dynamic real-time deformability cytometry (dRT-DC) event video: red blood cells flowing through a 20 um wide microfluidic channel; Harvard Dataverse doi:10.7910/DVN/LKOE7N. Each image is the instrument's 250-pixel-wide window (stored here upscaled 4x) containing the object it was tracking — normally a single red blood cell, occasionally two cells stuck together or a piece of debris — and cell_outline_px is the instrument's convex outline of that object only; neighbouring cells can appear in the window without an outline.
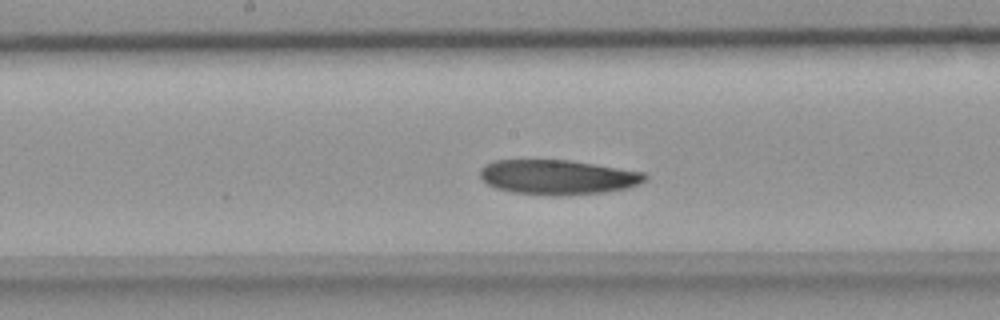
{"species": "common noctule bat (a hibernating species)", "species_latin": "Nyctalus noctula", "temperature_condition": "room temperature", "stored_images_in_passage": 40, "camera_frame_rate_fps": 3000, "um_per_image_px": 0.085, "animal": {"sex": "female", "body_mass_g": 18.4}, "frame": {"image": 1, "passage_image": 18, "time_ms": 5.667, "image_size_px": [1000, 320], "cell_outline_px": [[648, 180], [640, 184], [628, 188], [604, 192], [560, 196], [552, 196], [512, 192], [496, 188], [488, 184], [480, 176], [480, 168], [484, 164], [492, 160], [568, 160], [644, 172], [648, 176]], "centroid_in_image_um": [47.42, 15.06], "position_along_channel_um": 200.8, "area_um2": 33.58}}
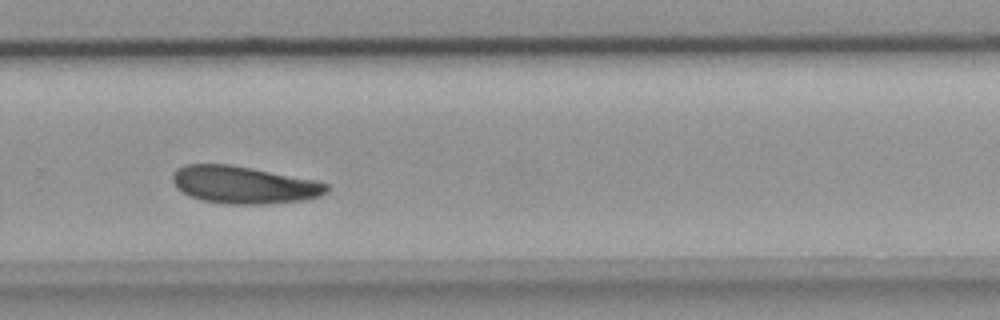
{"frame": {"image": 2, "passage_image": 25, "time_ms": 8.0, "image_size_px": [1000, 320], "cell_outline_px": [[332, 188], [328, 192], [320, 196], [304, 200], [264, 204], [224, 204], [200, 200], [184, 192], [172, 180], [172, 176], [176, 168], [184, 164], [228, 164], [252, 168], [316, 180], [328, 184]], "centroid_in_image_um": [20.77, 15.71], "position_along_channel_um": 309.0, "area_um2": 33.64}}
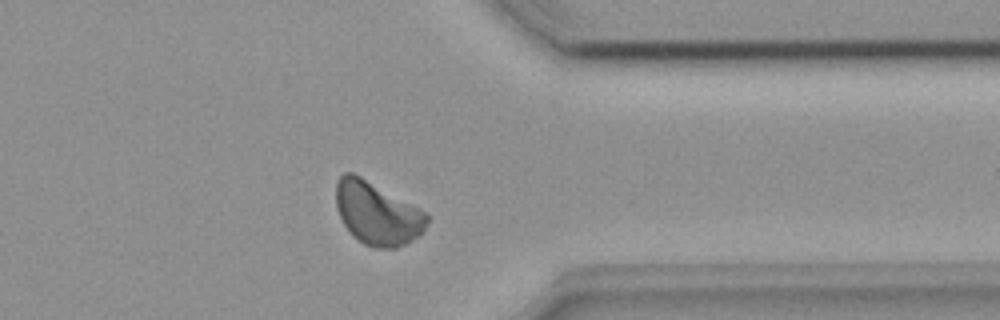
{"frame": {"image": 3, "passage_image": 30, "time_ms": 9.667, "image_size_px": [1000, 320], "cell_outline_px": [[428, 224], [420, 236], [408, 244], [396, 248], [372, 248], [364, 244], [352, 236], [344, 224], [336, 208], [336, 180], [344, 172], [352, 172], [360, 176], [420, 208], [428, 216]], "centroid_in_image_um": [32.06, 18.16], "position_along_channel_um": 379.3, "area_um2": 33.58}}